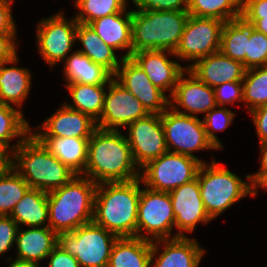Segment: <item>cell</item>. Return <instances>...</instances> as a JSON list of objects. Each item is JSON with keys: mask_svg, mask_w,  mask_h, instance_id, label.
<instances>
[{"mask_svg": "<svg viewBox=\"0 0 267 267\" xmlns=\"http://www.w3.org/2000/svg\"><path fill=\"white\" fill-rule=\"evenodd\" d=\"M142 181L97 184L93 222L119 238L137 237V214Z\"/></svg>", "mask_w": 267, "mask_h": 267, "instance_id": "7a4b0ae2", "label": "cell"}, {"mask_svg": "<svg viewBox=\"0 0 267 267\" xmlns=\"http://www.w3.org/2000/svg\"><path fill=\"white\" fill-rule=\"evenodd\" d=\"M20 226L10 217L0 215V255L5 256L15 246Z\"/></svg>", "mask_w": 267, "mask_h": 267, "instance_id": "60d3db41", "label": "cell"}, {"mask_svg": "<svg viewBox=\"0 0 267 267\" xmlns=\"http://www.w3.org/2000/svg\"><path fill=\"white\" fill-rule=\"evenodd\" d=\"M75 19L89 25L92 21L128 9L126 0H74Z\"/></svg>", "mask_w": 267, "mask_h": 267, "instance_id": "e575fe53", "label": "cell"}, {"mask_svg": "<svg viewBox=\"0 0 267 267\" xmlns=\"http://www.w3.org/2000/svg\"><path fill=\"white\" fill-rule=\"evenodd\" d=\"M169 107L184 115L195 117L199 114L205 115L217 107L214 88L200 81L186 69L178 78L169 98Z\"/></svg>", "mask_w": 267, "mask_h": 267, "instance_id": "2e32d148", "label": "cell"}, {"mask_svg": "<svg viewBox=\"0 0 267 267\" xmlns=\"http://www.w3.org/2000/svg\"><path fill=\"white\" fill-rule=\"evenodd\" d=\"M63 62L64 86L69 83L108 84L114 77L102 65L94 63L76 49Z\"/></svg>", "mask_w": 267, "mask_h": 267, "instance_id": "4316f807", "label": "cell"}, {"mask_svg": "<svg viewBox=\"0 0 267 267\" xmlns=\"http://www.w3.org/2000/svg\"><path fill=\"white\" fill-rule=\"evenodd\" d=\"M19 57L0 64V101L21 111L32 88L31 69L14 66ZM7 65H10L7 66Z\"/></svg>", "mask_w": 267, "mask_h": 267, "instance_id": "603a6c76", "label": "cell"}, {"mask_svg": "<svg viewBox=\"0 0 267 267\" xmlns=\"http://www.w3.org/2000/svg\"><path fill=\"white\" fill-rule=\"evenodd\" d=\"M114 78L142 103L149 114L161 115L169 107V97L152 84L131 57L123 58Z\"/></svg>", "mask_w": 267, "mask_h": 267, "instance_id": "e0dca14e", "label": "cell"}, {"mask_svg": "<svg viewBox=\"0 0 267 267\" xmlns=\"http://www.w3.org/2000/svg\"><path fill=\"white\" fill-rule=\"evenodd\" d=\"M15 244L16 259L40 264L57 246L58 234L49 226L19 228Z\"/></svg>", "mask_w": 267, "mask_h": 267, "instance_id": "cb8c5ba5", "label": "cell"}, {"mask_svg": "<svg viewBox=\"0 0 267 267\" xmlns=\"http://www.w3.org/2000/svg\"><path fill=\"white\" fill-rule=\"evenodd\" d=\"M96 187L88 177L75 175L62 187L47 192L48 226L58 234L93 222Z\"/></svg>", "mask_w": 267, "mask_h": 267, "instance_id": "3957f363", "label": "cell"}, {"mask_svg": "<svg viewBox=\"0 0 267 267\" xmlns=\"http://www.w3.org/2000/svg\"><path fill=\"white\" fill-rule=\"evenodd\" d=\"M161 122L168 151L192 157L202 164L206 160L196 157V151H217L208 140L203 120L199 117L180 114L168 107L161 114Z\"/></svg>", "mask_w": 267, "mask_h": 267, "instance_id": "9c48e42d", "label": "cell"}, {"mask_svg": "<svg viewBox=\"0 0 267 267\" xmlns=\"http://www.w3.org/2000/svg\"><path fill=\"white\" fill-rule=\"evenodd\" d=\"M255 125L259 144L267 143V104L249 113Z\"/></svg>", "mask_w": 267, "mask_h": 267, "instance_id": "f6af8a7d", "label": "cell"}, {"mask_svg": "<svg viewBox=\"0 0 267 267\" xmlns=\"http://www.w3.org/2000/svg\"><path fill=\"white\" fill-rule=\"evenodd\" d=\"M197 240L179 236L153 241L150 267H199L206 250Z\"/></svg>", "mask_w": 267, "mask_h": 267, "instance_id": "d6986e66", "label": "cell"}, {"mask_svg": "<svg viewBox=\"0 0 267 267\" xmlns=\"http://www.w3.org/2000/svg\"><path fill=\"white\" fill-rule=\"evenodd\" d=\"M241 17L267 36V0H242Z\"/></svg>", "mask_w": 267, "mask_h": 267, "instance_id": "f35d334b", "label": "cell"}, {"mask_svg": "<svg viewBox=\"0 0 267 267\" xmlns=\"http://www.w3.org/2000/svg\"><path fill=\"white\" fill-rule=\"evenodd\" d=\"M29 188L15 169L0 175V215L9 216Z\"/></svg>", "mask_w": 267, "mask_h": 267, "instance_id": "d590c367", "label": "cell"}, {"mask_svg": "<svg viewBox=\"0 0 267 267\" xmlns=\"http://www.w3.org/2000/svg\"><path fill=\"white\" fill-rule=\"evenodd\" d=\"M97 128L89 115L69 108L65 103L31 133L35 137L90 138Z\"/></svg>", "mask_w": 267, "mask_h": 267, "instance_id": "ffe728a7", "label": "cell"}, {"mask_svg": "<svg viewBox=\"0 0 267 267\" xmlns=\"http://www.w3.org/2000/svg\"><path fill=\"white\" fill-rule=\"evenodd\" d=\"M83 176L96 184L140 178L129 143L121 130L97 127L88 142Z\"/></svg>", "mask_w": 267, "mask_h": 267, "instance_id": "6da1fadb", "label": "cell"}, {"mask_svg": "<svg viewBox=\"0 0 267 267\" xmlns=\"http://www.w3.org/2000/svg\"><path fill=\"white\" fill-rule=\"evenodd\" d=\"M119 237L94 222L70 232L58 233V244L73 255L80 267H108L112 248Z\"/></svg>", "mask_w": 267, "mask_h": 267, "instance_id": "52a82bcc", "label": "cell"}, {"mask_svg": "<svg viewBox=\"0 0 267 267\" xmlns=\"http://www.w3.org/2000/svg\"><path fill=\"white\" fill-rule=\"evenodd\" d=\"M14 169V149L0 141V175Z\"/></svg>", "mask_w": 267, "mask_h": 267, "instance_id": "bcb514c9", "label": "cell"}, {"mask_svg": "<svg viewBox=\"0 0 267 267\" xmlns=\"http://www.w3.org/2000/svg\"><path fill=\"white\" fill-rule=\"evenodd\" d=\"M242 83L248 113L267 104V66L246 69Z\"/></svg>", "mask_w": 267, "mask_h": 267, "instance_id": "836d02e7", "label": "cell"}, {"mask_svg": "<svg viewBox=\"0 0 267 267\" xmlns=\"http://www.w3.org/2000/svg\"><path fill=\"white\" fill-rule=\"evenodd\" d=\"M14 169L30 188L45 192L62 187L76 175L32 133L14 150Z\"/></svg>", "mask_w": 267, "mask_h": 267, "instance_id": "277c9868", "label": "cell"}, {"mask_svg": "<svg viewBox=\"0 0 267 267\" xmlns=\"http://www.w3.org/2000/svg\"><path fill=\"white\" fill-rule=\"evenodd\" d=\"M224 23L215 18L189 15L180 43L174 52L179 61L191 62L185 65L186 69L197 60L219 51Z\"/></svg>", "mask_w": 267, "mask_h": 267, "instance_id": "7c38bea8", "label": "cell"}, {"mask_svg": "<svg viewBox=\"0 0 267 267\" xmlns=\"http://www.w3.org/2000/svg\"><path fill=\"white\" fill-rule=\"evenodd\" d=\"M260 146V167L259 169H267V143L259 144Z\"/></svg>", "mask_w": 267, "mask_h": 267, "instance_id": "816d5d0a", "label": "cell"}, {"mask_svg": "<svg viewBox=\"0 0 267 267\" xmlns=\"http://www.w3.org/2000/svg\"><path fill=\"white\" fill-rule=\"evenodd\" d=\"M236 115L227 107L217 106L203 116L206 136L217 150H222L224 147L215 132L224 131L228 126H231Z\"/></svg>", "mask_w": 267, "mask_h": 267, "instance_id": "8d00e7d4", "label": "cell"}, {"mask_svg": "<svg viewBox=\"0 0 267 267\" xmlns=\"http://www.w3.org/2000/svg\"><path fill=\"white\" fill-rule=\"evenodd\" d=\"M20 227H47V192L29 188L9 215Z\"/></svg>", "mask_w": 267, "mask_h": 267, "instance_id": "83f0119b", "label": "cell"}, {"mask_svg": "<svg viewBox=\"0 0 267 267\" xmlns=\"http://www.w3.org/2000/svg\"><path fill=\"white\" fill-rule=\"evenodd\" d=\"M249 177L250 197H256L259 189L267 192V169H259L256 173L249 174Z\"/></svg>", "mask_w": 267, "mask_h": 267, "instance_id": "7dc6e473", "label": "cell"}, {"mask_svg": "<svg viewBox=\"0 0 267 267\" xmlns=\"http://www.w3.org/2000/svg\"><path fill=\"white\" fill-rule=\"evenodd\" d=\"M14 2L13 0H0V33H17L11 10Z\"/></svg>", "mask_w": 267, "mask_h": 267, "instance_id": "ee69618b", "label": "cell"}, {"mask_svg": "<svg viewBox=\"0 0 267 267\" xmlns=\"http://www.w3.org/2000/svg\"><path fill=\"white\" fill-rule=\"evenodd\" d=\"M65 87L72 101L64 103L71 109L89 115L97 122L103 110L108 84L69 83Z\"/></svg>", "mask_w": 267, "mask_h": 267, "instance_id": "f546056e", "label": "cell"}, {"mask_svg": "<svg viewBox=\"0 0 267 267\" xmlns=\"http://www.w3.org/2000/svg\"><path fill=\"white\" fill-rule=\"evenodd\" d=\"M188 70L206 85L215 88L226 82L242 81L245 68L220 51L197 60Z\"/></svg>", "mask_w": 267, "mask_h": 267, "instance_id": "44dd1931", "label": "cell"}, {"mask_svg": "<svg viewBox=\"0 0 267 267\" xmlns=\"http://www.w3.org/2000/svg\"><path fill=\"white\" fill-rule=\"evenodd\" d=\"M75 41L81 43L82 47L77 49L79 52L94 63L102 65L113 76L117 73L123 57L118 58L116 50L108 46L90 25L77 24Z\"/></svg>", "mask_w": 267, "mask_h": 267, "instance_id": "d4e9b609", "label": "cell"}, {"mask_svg": "<svg viewBox=\"0 0 267 267\" xmlns=\"http://www.w3.org/2000/svg\"><path fill=\"white\" fill-rule=\"evenodd\" d=\"M171 56V60H170ZM131 58L145 72L152 84L170 98L178 78L186 70L174 52L169 50H143L134 52ZM177 59V61L172 59Z\"/></svg>", "mask_w": 267, "mask_h": 267, "instance_id": "ac0fdd59", "label": "cell"}, {"mask_svg": "<svg viewBox=\"0 0 267 267\" xmlns=\"http://www.w3.org/2000/svg\"><path fill=\"white\" fill-rule=\"evenodd\" d=\"M131 3L135 6V9L131 11H158V2L159 0H130ZM129 0H126L127 8Z\"/></svg>", "mask_w": 267, "mask_h": 267, "instance_id": "681fc988", "label": "cell"}, {"mask_svg": "<svg viewBox=\"0 0 267 267\" xmlns=\"http://www.w3.org/2000/svg\"><path fill=\"white\" fill-rule=\"evenodd\" d=\"M201 165L197 159L167 151L140 169V179L151 190L170 192L197 178Z\"/></svg>", "mask_w": 267, "mask_h": 267, "instance_id": "30bf717a", "label": "cell"}, {"mask_svg": "<svg viewBox=\"0 0 267 267\" xmlns=\"http://www.w3.org/2000/svg\"><path fill=\"white\" fill-rule=\"evenodd\" d=\"M98 36L116 51L124 50L123 58L132 55V11L123 10L102 18H98L89 24Z\"/></svg>", "mask_w": 267, "mask_h": 267, "instance_id": "7402d4cb", "label": "cell"}, {"mask_svg": "<svg viewBox=\"0 0 267 267\" xmlns=\"http://www.w3.org/2000/svg\"><path fill=\"white\" fill-rule=\"evenodd\" d=\"M217 106L226 107L238 102V106L243 103V83L242 81L226 82L214 88ZM242 102V103H241Z\"/></svg>", "mask_w": 267, "mask_h": 267, "instance_id": "ab89813d", "label": "cell"}, {"mask_svg": "<svg viewBox=\"0 0 267 267\" xmlns=\"http://www.w3.org/2000/svg\"><path fill=\"white\" fill-rule=\"evenodd\" d=\"M197 178L204 207L213 220L250 195L249 174L246 182L213 157L200 166Z\"/></svg>", "mask_w": 267, "mask_h": 267, "instance_id": "8992f818", "label": "cell"}, {"mask_svg": "<svg viewBox=\"0 0 267 267\" xmlns=\"http://www.w3.org/2000/svg\"><path fill=\"white\" fill-rule=\"evenodd\" d=\"M9 267H40L41 264L29 261H23L16 258L8 257Z\"/></svg>", "mask_w": 267, "mask_h": 267, "instance_id": "f907efd6", "label": "cell"}, {"mask_svg": "<svg viewBox=\"0 0 267 267\" xmlns=\"http://www.w3.org/2000/svg\"><path fill=\"white\" fill-rule=\"evenodd\" d=\"M169 195L177 237H186V233H193L198 223L203 225L213 221L204 207L198 178L171 190Z\"/></svg>", "mask_w": 267, "mask_h": 267, "instance_id": "9a60e30c", "label": "cell"}, {"mask_svg": "<svg viewBox=\"0 0 267 267\" xmlns=\"http://www.w3.org/2000/svg\"><path fill=\"white\" fill-rule=\"evenodd\" d=\"M124 129H127L124 134L139 169L168 151L161 115L148 114Z\"/></svg>", "mask_w": 267, "mask_h": 267, "instance_id": "4fadbf2b", "label": "cell"}, {"mask_svg": "<svg viewBox=\"0 0 267 267\" xmlns=\"http://www.w3.org/2000/svg\"><path fill=\"white\" fill-rule=\"evenodd\" d=\"M187 12L191 16L227 22L241 17L242 0H188Z\"/></svg>", "mask_w": 267, "mask_h": 267, "instance_id": "d6a6232c", "label": "cell"}, {"mask_svg": "<svg viewBox=\"0 0 267 267\" xmlns=\"http://www.w3.org/2000/svg\"><path fill=\"white\" fill-rule=\"evenodd\" d=\"M143 187L138 205L137 238L151 242L176 238L177 234H173L175 216L169 192Z\"/></svg>", "mask_w": 267, "mask_h": 267, "instance_id": "ba28073f", "label": "cell"}, {"mask_svg": "<svg viewBox=\"0 0 267 267\" xmlns=\"http://www.w3.org/2000/svg\"><path fill=\"white\" fill-rule=\"evenodd\" d=\"M17 33H0V64L10 61L18 55Z\"/></svg>", "mask_w": 267, "mask_h": 267, "instance_id": "b9f144b4", "label": "cell"}, {"mask_svg": "<svg viewBox=\"0 0 267 267\" xmlns=\"http://www.w3.org/2000/svg\"><path fill=\"white\" fill-rule=\"evenodd\" d=\"M148 114L142 103L113 77L108 83L103 110L96 124L101 129L120 130Z\"/></svg>", "mask_w": 267, "mask_h": 267, "instance_id": "5bb4252c", "label": "cell"}, {"mask_svg": "<svg viewBox=\"0 0 267 267\" xmlns=\"http://www.w3.org/2000/svg\"><path fill=\"white\" fill-rule=\"evenodd\" d=\"M18 108L0 101V141L9 144L14 150L25 140L33 129ZM16 140L11 144V141Z\"/></svg>", "mask_w": 267, "mask_h": 267, "instance_id": "1f68e13d", "label": "cell"}, {"mask_svg": "<svg viewBox=\"0 0 267 267\" xmlns=\"http://www.w3.org/2000/svg\"><path fill=\"white\" fill-rule=\"evenodd\" d=\"M49 257V258H48ZM47 267H80L77 259L57 245L46 258Z\"/></svg>", "mask_w": 267, "mask_h": 267, "instance_id": "7bdbcfd3", "label": "cell"}, {"mask_svg": "<svg viewBox=\"0 0 267 267\" xmlns=\"http://www.w3.org/2000/svg\"><path fill=\"white\" fill-rule=\"evenodd\" d=\"M52 155L56 156L76 175H83L90 138L36 137Z\"/></svg>", "mask_w": 267, "mask_h": 267, "instance_id": "484cf974", "label": "cell"}, {"mask_svg": "<svg viewBox=\"0 0 267 267\" xmlns=\"http://www.w3.org/2000/svg\"><path fill=\"white\" fill-rule=\"evenodd\" d=\"M189 15L187 11H132V53L143 50L175 52Z\"/></svg>", "mask_w": 267, "mask_h": 267, "instance_id": "5b68a950", "label": "cell"}, {"mask_svg": "<svg viewBox=\"0 0 267 267\" xmlns=\"http://www.w3.org/2000/svg\"><path fill=\"white\" fill-rule=\"evenodd\" d=\"M267 66V36L249 24V41L245 55V69Z\"/></svg>", "mask_w": 267, "mask_h": 267, "instance_id": "74e56055", "label": "cell"}, {"mask_svg": "<svg viewBox=\"0 0 267 267\" xmlns=\"http://www.w3.org/2000/svg\"><path fill=\"white\" fill-rule=\"evenodd\" d=\"M188 0H159L158 11H187Z\"/></svg>", "mask_w": 267, "mask_h": 267, "instance_id": "c3c4849f", "label": "cell"}, {"mask_svg": "<svg viewBox=\"0 0 267 267\" xmlns=\"http://www.w3.org/2000/svg\"><path fill=\"white\" fill-rule=\"evenodd\" d=\"M249 41V23L242 17L224 23L219 51L239 61L245 68V55Z\"/></svg>", "mask_w": 267, "mask_h": 267, "instance_id": "4dcf8cb0", "label": "cell"}, {"mask_svg": "<svg viewBox=\"0 0 267 267\" xmlns=\"http://www.w3.org/2000/svg\"><path fill=\"white\" fill-rule=\"evenodd\" d=\"M42 18L36 25L38 54L52 69L64 61L76 46L77 20L66 18L64 10ZM75 43V44H74Z\"/></svg>", "mask_w": 267, "mask_h": 267, "instance_id": "8fae6325", "label": "cell"}, {"mask_svg": "<svg viewBox=\"0 0 267 267\" xmlns=\"http://www.w3.org/2000/svg\"><path fill=\"white\" fill-rule=\"evenodd\" d=\"M151 249V241L137 237L118 238L108 267H150Z\"/></svg>", "mask_w": 267, "mask_h": 267, "instance_id": "f1b7e54d", "label": "cell"}]
</instances>
